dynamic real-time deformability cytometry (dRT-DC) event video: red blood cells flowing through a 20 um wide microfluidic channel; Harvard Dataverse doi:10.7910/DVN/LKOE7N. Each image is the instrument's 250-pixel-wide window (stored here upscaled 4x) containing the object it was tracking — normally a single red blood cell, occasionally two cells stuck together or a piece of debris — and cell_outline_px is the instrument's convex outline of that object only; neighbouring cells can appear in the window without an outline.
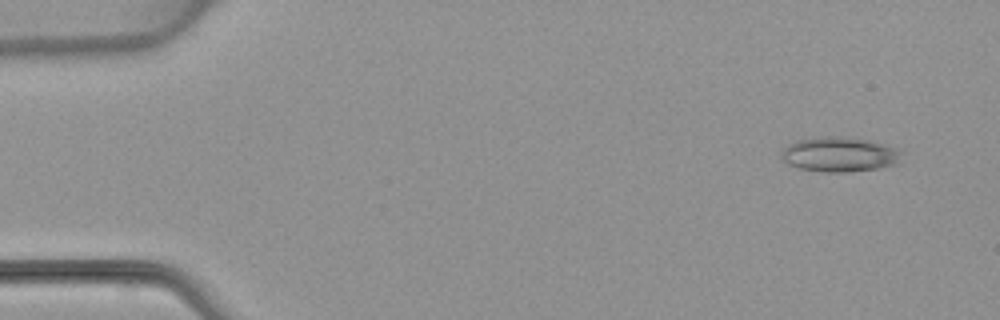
{"species": "common noctule bat (a hibernating species)", "species_latin": "Nyctalus noctula", "temperature_condition": "warm", "stored_images_in_passage": 4, "camera_frame_rate_fps": 3000, "um_per_image_px": 0.085, "animal": {"sex": "female", "body_mass_g": 22.7, "forearm_length_mm": 54.2}, "frame": {"image": 1, "passage_image": 1, "time_ms": 0.0, "image_size_px": [1000, 320], "cell_outline_px": [[904, 152], [900, 164], [880, 168], [848, 172], [824, 172], [800, 168], [788, 164], [780, 156], [780, 152], [788, 144], [796, 140], [820, 136], [836, 136], [872, 140], [896, 148]], "centroid_in_image_um": [71.41, 13.12], "position_along_channel_um": 13.6, "area_um2": 24.85}}
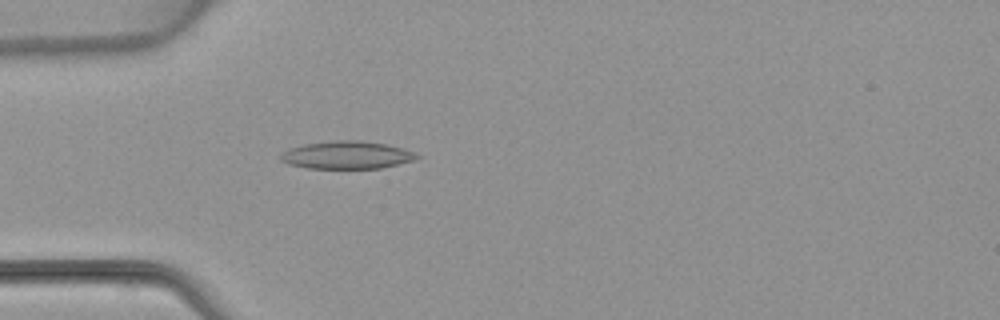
{"frame": {"image": 2, "passage_image": 4, "time_ms": 3.667, "image_size_px": [1000, 320], "cell_outline_px": [[420, 156], [416, 160], [380, 168], [308, 168], [288, 164], [280, 160], [280, 156], [288, 148], [304, 144], [336, 140], [360, 140], [388, 144], [404, 148], [416, 152]], "centroid_in_image_um": [29.52, 13.17], "position_along_channel_um": 55.5, "area_um2": 22.14}}